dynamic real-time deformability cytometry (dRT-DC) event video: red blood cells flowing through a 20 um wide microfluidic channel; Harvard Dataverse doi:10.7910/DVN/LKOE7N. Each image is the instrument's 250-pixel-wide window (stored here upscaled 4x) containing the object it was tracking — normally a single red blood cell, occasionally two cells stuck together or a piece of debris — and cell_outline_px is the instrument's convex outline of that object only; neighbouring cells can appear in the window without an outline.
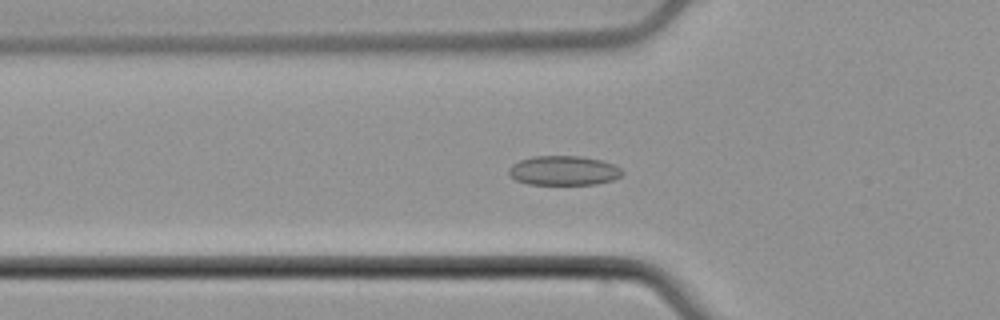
{"species": "common noctule bat (a hibernating species)", "species_latin": "Nyctalus noctula", "temperature_condition": "cold", "stored_images_in_passage": 56, "camera_frame_rate_fps": 3000, "um_per_image_px": 0.085, "animal": {"sex": "male", "body_mass_g": 21.5, "forearm_length_mm": 52.0}, "frame": {"image": 1, "passage_image": 19, "time_ms": 6.0, "image_size_px": [1000, 320], "cell_outline_px": [[624, 172], [620, 176], [612, 180], [596, 184], [528, 184], [516, 180], [508, 176], [508, 168], [512, 164], [520, 160], [532, 156], [580, 156], [600, 160], [612, 164], [620, 168]], "centroid_in_image_um": [47.87, 14.5], "position_along_channel_um": 77.9, "area_um2": 19.48}}
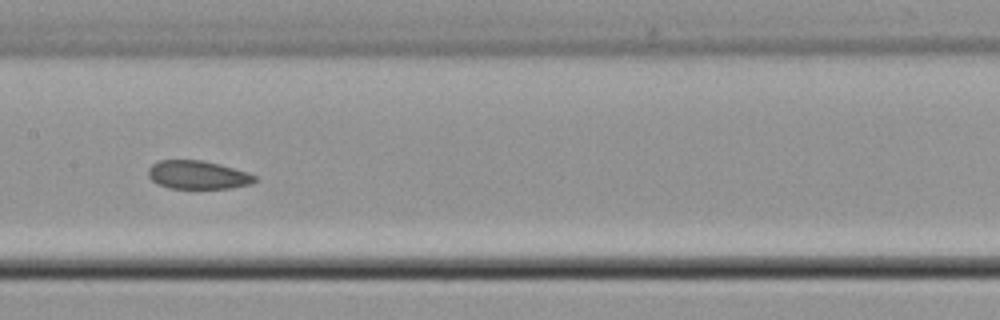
{"frame": {"image": 2, "passage_image": 28, "time_ms": 9.0, "image_size_px": [1000, 320], "cell_outline_px": [[256, 180], [252, 184], [232, 188], [168, 188], [156, 184], [148, 176], [148, 168], [152, 164], [160, 160], [200, 160], [220, 164], [248, 172], [256, 176]], "centroid_in_image_um": [16.81, 14.87], "position_along_channel_um": 190.6, "area_um2": 17.74}}
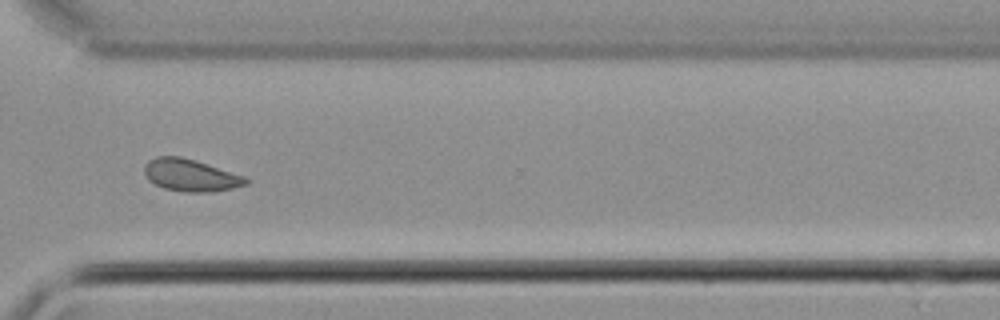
{"frame": {"image": 3, "passage_image": 41, "time_ms": 13.333, "image_size_px": [1000, 320], "cell_outline_px": [[248, 184], [232, 188], [208, 192], [184, 192], [164, 188], [148, 180], [144, 172], [144, 164], [148, 160], [156, 156], [180, 156], [244, 176], [248, 180]], "centroid_in_image_um": [16.15, 14.9], "position_along_channel_um": 354.5, "area_um2": 18.79}, "authors_computed_cell_mechanics": {"area_um2": 19.1029, "velocity_mm_per_s": 3.7718, "shape_relaxation_time_tau1_ms": null, "shape_relaxation_time_tau2_ms": 3.7428, "deformation_change_tau1": null, "deformation_change_tau2": 0.0673}}